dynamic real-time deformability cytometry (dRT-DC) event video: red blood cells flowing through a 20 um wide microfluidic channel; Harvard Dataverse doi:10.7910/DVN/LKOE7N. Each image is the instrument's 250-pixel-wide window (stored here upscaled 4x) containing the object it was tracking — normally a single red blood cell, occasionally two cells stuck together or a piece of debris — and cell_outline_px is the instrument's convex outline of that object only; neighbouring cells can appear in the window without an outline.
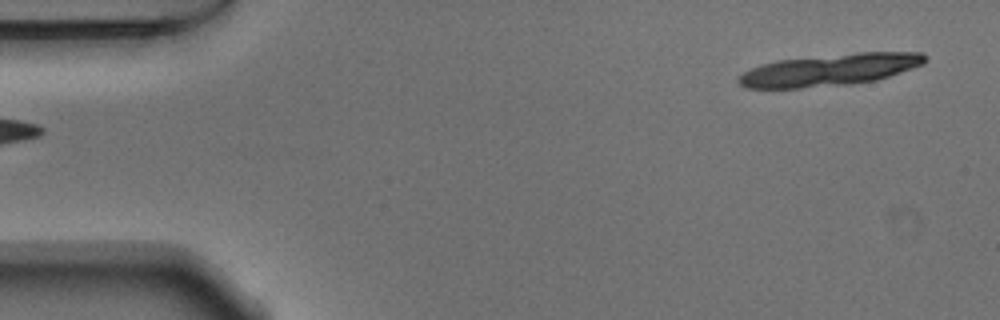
{"species": "Egyptian fruit bat (a non-hibernating species)", "species_latin": "Rousettus aegyptiacus", "temperature_condition": "warm", "stored_images_in_passage": 17, "camera_frame_rate_fps": 3000, "um_per_image_px": 0.085, "animal": {"sex": "male"}, "frame": {"image": 1, "passage_image": 1, "time_ms": 0.0, "image_size_px": [1000, 320], "cell_outline_px": [[928, 60], [924, 64], [876, 80], [852, 84], [800, 88], [744, 88], [736, 80], [736, 76], [760, 64], [776, 60], [856, 52], [924, 52], [928, 56]], "centroid_in_image_um": [70.52, 5.93], "position_along_channel_um": 14.5, "area_um2": 34.97}}